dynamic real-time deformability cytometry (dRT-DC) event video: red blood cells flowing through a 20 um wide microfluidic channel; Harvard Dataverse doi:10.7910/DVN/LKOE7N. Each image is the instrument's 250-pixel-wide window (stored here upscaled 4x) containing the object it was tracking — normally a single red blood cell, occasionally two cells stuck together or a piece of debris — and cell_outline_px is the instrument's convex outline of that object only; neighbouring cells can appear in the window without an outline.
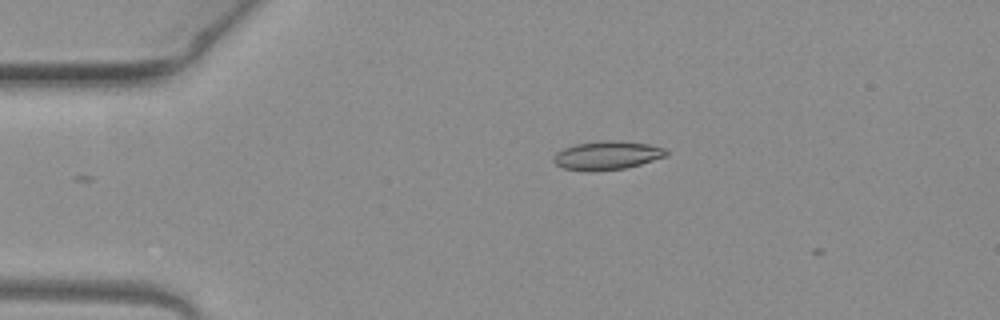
{"species": "common noctule bat (a hibernating species)", "species_latin": "Nyctalus noctula", "temperature_condition": "warm", "stored_images_in_passage": 3, "camera_frame_rate_fps": 3000, "um_per_image_px": 0.085, "animal": {"sex": "female", "body_mass_g": 19.3, "forearm_length_mm": 54.1}, "frame": {"image": 1, "passage_image": 2, "time_ms": 0.333, "image_size_px": [1000, 320], "cell_outline_px": [[668, 156], [640, 164], [624, 168], [588, 172], [564, 168], [556, 164], [552, 160], [556, 152], [564, 148], [576, 144], [600, 140], [620, 140], [648, 144], [664, 148], [668, 152]], "centroid_in_image_um": [51.6, 13.2], "position_along_channel_um": 33.4, "area_um2": 18.9}}